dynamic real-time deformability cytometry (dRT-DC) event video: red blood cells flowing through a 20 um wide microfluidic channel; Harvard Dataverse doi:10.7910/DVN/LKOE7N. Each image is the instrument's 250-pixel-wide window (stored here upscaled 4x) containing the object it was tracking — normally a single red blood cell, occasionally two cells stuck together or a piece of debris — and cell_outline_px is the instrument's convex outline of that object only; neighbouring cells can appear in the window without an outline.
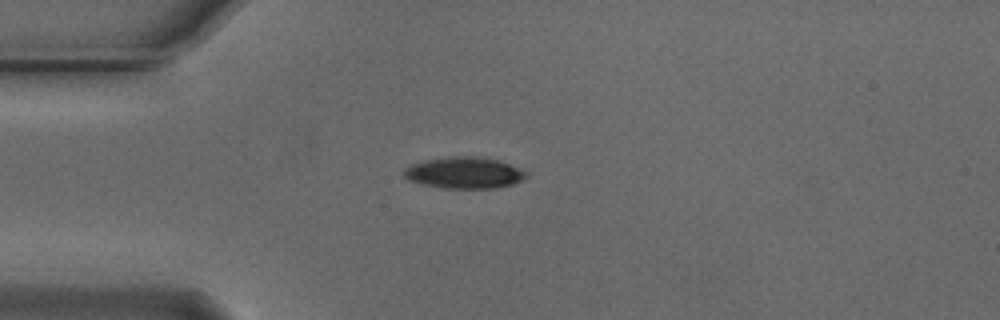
{"species": "Egyptian fruit bat (a non-hibernating species)", "species_latin": "Rousettus aegyptiacus", "temperature_condition": "cold", "stored_images_in_passage": 30, "camera_frame_rate_fps": 3000, "um_per_image_px": 0.085, "animal": {"sex": "male"}, "frame": {"image": 1, "passage_image": 1, "time_ms": 0.0, "image_size_px": [1000, 320], "cell_outline_px": [[528, 176], [512, 184], [496, 188], [444, 188], [424, 184], [408, 180], [404, 176], [404, 168], [412, 164], [424, 160], [448, 156], [472, 156], [496, 160], [508, 164], [528, 172]], "centroid_in_image_um": [39.43, 14.68], "position_along_channel_um": 45.6, "area_um2": 22.2}}
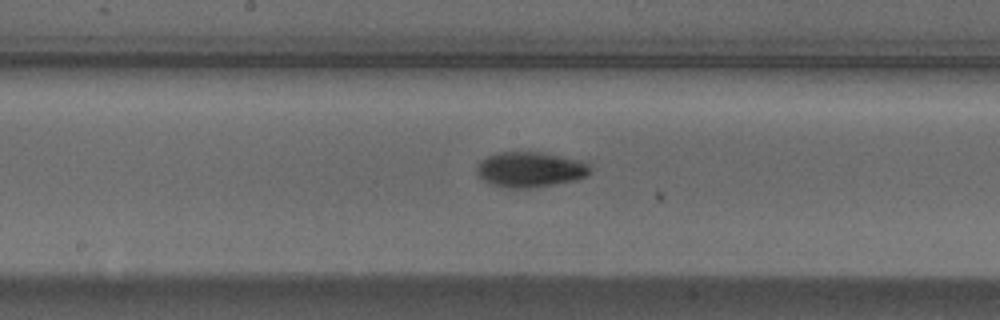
{"frame": {"image": 2, "passage_image": 15, "time_ms": 4.667, "image_size_px": [1000, 320], "cell_outline_px": [[592, 168], [584, 176], [576, 180], [556, 184], [532, 188], [508, 188], [492, 184], [484, 180], [476, 172], [480, 160], [488, 156], [500, 152], [540, 152], [580, 160], [588, 164]], "centroid_in_image_um": [45.06, 14.41], "position_along_channel_um": 203.1, "area_um2": 23.12}}
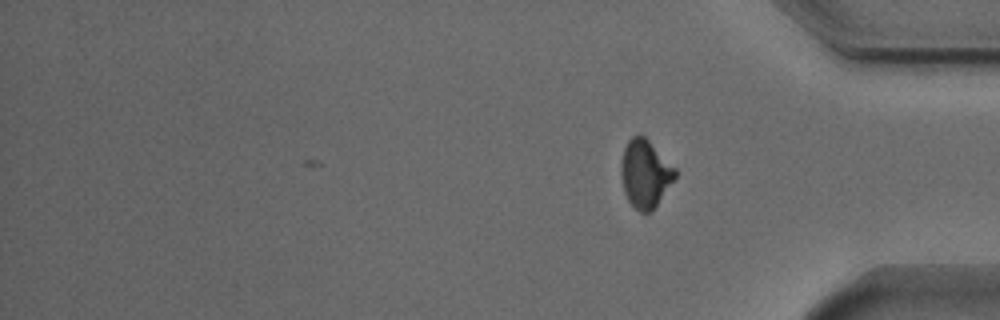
{"frame": {"image": 3, "passage_image": 30, "time_ms": 9.667, "image_size_px": [1000, 320], "cell_outline_px": [[676, 176], [652, 212], [640, 212], [628, 200], [624, 192], [620, 172], [620, 164], [624, 148], [628, 140], [632, 136], [644, 136], [676, 168]], "centroid_in_image_um": [54.82, 14.77], "position_along_channel_um": 380.4, "area_um2": 21.21}, "authors_computed_cell_mechanics": {"area_um2": 22.9466, "velocity_mm_per_s": 3.7386, "shape_relaxation_time_tau1_ms": 2.6333, "shape_relaxation_time_tau2_ms": null, "deformation_change_tau1": 0.1179, "deformation_change_tau2": null}}